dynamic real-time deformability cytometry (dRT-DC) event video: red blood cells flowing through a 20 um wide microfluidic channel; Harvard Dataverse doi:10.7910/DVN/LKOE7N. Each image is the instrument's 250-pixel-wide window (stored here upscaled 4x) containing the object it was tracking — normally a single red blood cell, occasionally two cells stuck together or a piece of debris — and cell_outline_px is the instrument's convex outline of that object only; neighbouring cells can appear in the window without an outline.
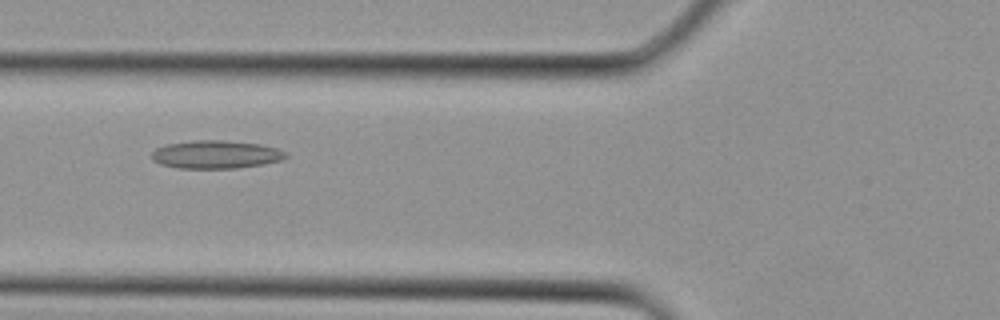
{"species": "Egyptian fruit bat (a non-hibernating species)", "species_latin": "Rousettus aegyptiacus", "temperature_condition": "cold", "stored_images_in_passage": 3, "camera_frame_rate_fps": 3000, "um_per_image_px": 0.085, "animal": {"sex": "female"}, "frame": {"image": 1, "passage_image": 3, "time_ms": 0.667, "image_size_px": [1000, 320], "cell_outline_px": [[288, 156], [284, 160], [236, 168], [176, 168], [160, 164], [152, 160], [152, 152], [156, 148], [168, 144], [196, 140], [224, 140], [260, 144], [276, 148], [288, 152]], "centroid_in_image_um": [18.37, 13.13], "position_along_channel_um": 107.4, "area_um2": 21.96}}